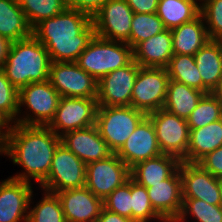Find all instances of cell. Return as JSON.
<instances>
[{"label": "cell", "mask_w": 222, "mask_h": 222, "mask_svg": "<svg viewBox=\"0 0 222 222\" xmlns=\"http://www.w3.org/2000/svg\"><path fill=\"white\" fill-rule=\"evenodd\" d=\"M61 143V137L48 126H26L13 123L6 138L5 155L13 164L22 167L13 179L41 185L47 178L54 152Z\"/></svg>", "instance_id": "6da1fadb"}, {"label": "cell", "mask_w": 222, "mask_h": 222, "mask_svg": "<svg viewBox=\"0 0 222 222\" xmlns=\"http://www.w3.org/2000/svg\"><path fill=\"white\" fill-rule=\"evenodd\" d=\"M32 35L45 46L51 62H76L95 36V29L90 15L66 8L36 25Z\"/></svg>", "instance_id": "7a4b0ae2"}, {"label": "cell", "mask_w": 222, "mask_h": 222, "mask_svg": "<svg viewBox=\"0 0 222 222\" xmlns=\"http://www.w3.org/2000/svg\"><path fill=\"white\" fill-rule=\"evenodd\" d=\"M50 64L49 52L32 35L12 43L2 70L10 83L19 90L30 83L49 80Z\"/></svg>", "instance_id": "3957f363"}, {"label": "cell", "mask_w": 222, "mask_h": 222, "mask_svg": "<svg viewBox=\"0 0 222 222\" xmlns=\"http://www.w3.org/2000/svg\"><path fill=\"white\" fill-rule=\"evenodd\" d=\"M133 60V49L126 43L101 38L97 35L76 60L85 72L100 81L110 72L128 65Z\"/></svg>", "instance_id": "277c9868"}, {"label": "cell", "mask_w": 222, "mask_h": 222, "mask_svg": "<svg viewBox=\"0 0 222 222\" xmlns=\"http://www.w3.org/2000/svg\"><path fill=\"white\" fill-rule=\"evenodd\" d=\"M60 99L61 96L49 80L22 87L19 89V109L15 124L48 126L55 116ZM22 106L27 108L26 111L22 110Z\"/></svg>", "instance_id": "5b68a950"}, {"label": "cell", "mask_w": 222, "mask_h": 222, "mask_svg": "<svg viewBox=\"0 0 222 222\" xmlns=\"http://www.w3.org/2000/svg\"><path fill=\"white\" fill-rule=\"evenodd\" d=\"M147 115L132 106H99L95 126L116 153Z\"/></svg>", "instance_id": "8992f818"}, {"label": "cell", "mask_w": 222, "mask_h": 222, "mask_svg": "<svg viewBox=\"0 0 222 222\" xmlns=\"http://www.w3.org/2000/svg\"><path fill=\"white\" fill-rule=\"evenodd\" d=\"M170 78L163 67H142L136 76L131 106L146 115L163 109Z\"/></svg>", "instance_id": "52a82bcc"}, {"label": "cell", "mask_w": 222, "mask_h": 222, "mask_svg": "<svg viewBox=\"0 0 222 222\" xmlns=\"http://www.w3.org/2000/svg\"><path fill=\"white\" fill-rule=\"evenodd\" d=\"M86 164L60 143L54 152L51 168L42 190L56 194L62 190L85 186Z\"/></svg>", "instance_id": "ba28073f"}, {"label": "cell", "mask_w": 222, "mask_h": 222, "mask_svg": "<svg viewBox=\"0 0 222 222\" xmlns=\"http://www.w3.org/2000/svg\"><path fill=\"white\" fill-rule=\"evenodd\" d=\"M162 154L172 155L186 162L190 129L187 120L165 109L149 113Z\"/></svg>", "instance_id": "9c48e42d"}, {"label": "cell", "mask_w": 222, "mask_h": 222, "mask_svg": "<svg viewBox=\"0 0 222 222\" xmlns=\"http://www.w3.org/2000/svg\"><path fill=\"white\" fill-rule=\"evenodd\" d=\"M49 81L61 97H98V81L76 62H51Z\"/></svg>", "instance_id": "30bf717a"}, {"label": "cell", "mask_w": 222, "mask_h": 222, "mask_svg": "<svg viewBox=\"0 0 222 222\" xmlns=\"http://www.w3.org/2000/svg\"><path fill=\"white\" fill-rule=\"evenodd\" d=\"M98 107L97 99L61 97L48 127L61 137L67 132L95 125Z\"/></svg>", "instance_id": "8fae6325"}, {"label": "cell", "mask_w": 222, "mask_h": 222, "mask_svg": "<svg viewBox=\"0 0 222 222\" xmlns=\"http://www.w3.org/2000/svg\"><path fill=\"white\" fill-rule=\"evenodd\" d=\"M134 12L125 0H107L92 16L95 35L130 46L131 23Z\"/></svg>", "instance_id": "7c38bea8"}, {"label": "cell", "mask_w": 222, "mask_h": 222, "mask_svg": "<svg viewBox=\"0 0 222 222\" xmlns=\"http://www.w3.org/2000/svg\"><path fill=\"white\" fill-rule=\"evenodd\" d=\"M130 178V168L116 153L86 165L85 186L102 200Z\"/></svg>", "instance_id": "4fadbf2b"}, {"label": "cell", "mask_w": 222, "mask_h": 222, "mask_svg": "<svg viewBox=\"0 0 222 222\" xmlns=\"http://www.w3.org/2000/svg\"><path fill=\"white\" fill-rule=\"evenodd\" d=\"M140 65L132 60L98 81V106H131V96Z\"/></svg>", "instance_id": "5bb4252c"}, {"label": "cell", "mask_w": 222, "mask_h": 222, "mask_svg": "<svg viewBox=\"0 0 222 222\" xmlns=\"http://www.w3.org/2000/svg\"><path fill=\"white\" fill-rule=\"evenodd\" d=\"M31 185L11 177L0 182V222H27L34 195Z\"/></svg>", "instance_id": "9a60e30c"}, {"label": "cell", "mask_w": 222, "mask_h": 222, "mask_svg": "<svg viewBox=\"0 0 222 222\" xmlns=\"http://www.w3.org/2000/svg\"><path fill=\"white\" fill-rule=\"evenodd\" d=\"M182 198L200 199L220 205L219 178L205 171L198 163L181 161L179 165Z\"/></svg>", "instance_id": "2e32d148"}, {"label": "cell", "mask_w": 222, "mask_h": 222, "mask_svg": "<svg viewBox=\"0 0 222 222\" xmlns=\"http://www.w3.org/2000/svg\"><path fill=\"white\" fill-rule=\"evenodd\" d=\"M162 154L152 121L146 116L116 155L131 169L137 163Z\"/></svg>", "instance_id": "e0dca14e"}, {"label": "cell", "mask_w": 222, "mask_h": 222, "mask_svg": "<svg viewBox=\"0 0 222 222\" xmlns=\"http://www.w3.org/2000/svg\"><path fill=\"white\" fill-rule=\"evenodd\" d=\"M66 222H97L103 200L86 186L57 192Z\"/></svg>", "instance_id": "ac0fdd59"}, {"label": "cell", "mask_w": 222, "mask_h": 222, "mask_svg": "<svg viewBox=\"0 0 222 222\" xmlns=\"http://www.w3.org/2000/svg\"><path fill=\"white\" fill-rule=\"evenodd\" d=\"M146 189L154 210L166 222H174L181 212L183 201L179 168L169 178Z\"/></svg>", "instance_id": "d6986e66"}, {"label": "cell", "mask_w": 222, "mask_h": 222, "mask_svg": "<svg viewBox=\"0 0 222 222\" xmlns=\"http://www.w3.org/2000/svg\"><path fill=\"white\" fill-rule=\"evenodd\" d=\"M61 143L86 165L107 158L113 153L95 125L65 133L61 136Z\"/></svg>", "instance_id": "ffe728a7"}, {"label": "cell", "mask_w": 222, "mask_h": 222, "mask_svg": "<svg viewBox=\"0 0 222 222\" xmlns=\"http://www.w3.org/2000/svg\"><path fill=\"white\" fill-rule=\"evenodd\" d=\"M173 55L170 29H165L147 40L140 42L133 49V60L142 67L166 68Z\"/></svg>", "instance_id": "44dd1931"}, {"label": "cell", "mask_w": 222, "mask_h": 222, "mask_svg": "<svg viewBox=\"0 0 222 222\" xmlns=\"http://www.w3.org/2000/svg\"><path fill=\"white\" fill-rule=\"evenodd\" d=\"M202 78V91L213 93L222 73V40L210 39L194 54Z\"/></svg>", "instance_id": "7402d4cb"}, {"label": "cell", "mask_w": 222, "mask_h": 222, "mask_svg": "<svg viewBox=\"0 0 222 222\" xmlns=\"http://www.w3.org/2000/svg\"><path fill=\"white\" fill-rule=\"evenodd\" d=\"M181 161L172 155L161 154L158 157L137 163L130 169V177L137 184L146 188L169 178Z\"/></svg>", "instance_id": "603a6c76"}, {"label": "cell", "mask_w": 222, "mask_h": 222, "mask_svg": "<svg viewBox=\"0 0 222 222\" xmlns=\"http://www.w3.org/2000/svg\"><path fill=\"white\" fill-rule=\"evenodd\" d=\"M171 35L174 54L194 56L210 40L201 14L195 19L171 29Z\"/></svg>", "instance_id": "cb8c5ba5"}, {"label": "cell", "mask_w": 222, "mask_h": 222, "mask_svg": "<svg viewBox=\"0 0 222 222\" xmlns=\"http://www.w3.org/2000/svg\"><path fill=\"white\" fill-rule=\"evenodd\" d=\"M220 146H222V119L198 129H190L186 162L198 163Z\"/></svg>", "instance_id": "d4e9b609"}, {"label": "cell", "mask_w": 222, "mask_h": 222, "mask_svg": "<svg viewBox=\"0 0 222 222\" xmlns=\"http://www.w3.org/2000/svg\"><path fill=\"white\" fill-rule=\"evenodd\" d=\"M0 35L12 42L32 36V28L17 0H0Z\"/></svg>", "instance_id": "484cf974"}, {"label": "cell", "mask_w": 222, "mask_h": 222, "mask_svg": "<svg viewBox=\"0 0 222 222\" xmlns=\"http://www.w3.org/2000/svg\"><path fill=\"white\" fill-rule=\"evenodd\" d=\"M204 94L203 91L170 79L163 109L187 120Z\"/></svg>", "instance_id": "4316f807"}, {"label": "cell", "mask_w": 222, "mask_h": 222, "mask_svg": "<svg viewBox=\"0 0 222 222\" xmlns=\"http://www.w3.org/2000/svg\"><path fill=\"white\" fill-rule=\"evenodd\" d=\"M157 15L165 29H173L195 19L200 14L197 0H159Z\"/></svg>", "instance_id": "83f0119b"}, {"label": "cell", "mask_w": 222, "mask_h": 222, "mask_svg": "<svg viewBox=\"0 0 222 222\" xmlns=\"http://www.w3.org/2000/svg\"><path fill=\"white\" fill-rule=\"evenodd\" d=\"M166 69L171 80L202 91V78L195 64L194 56L174 54Z\"/></svg>", "instance_id": "f1b7e54d"}, {"label": "cell", "mask_w": 222, "mask_h": 222, "mask_svg": "<svg viewBox=\"0 0 222 222\" xmlns=\"http://www.w3.org/2000/svg\"><path fill=\"white\" fill-rule=\"evenodd\" d=\"M220 119H222V97L207 93L202 96L187 118V124L189 129H198Z\"/></svg>", "instance_id": "f546056e"}, {"label": "cell", "mask_w": 222, "mask_h": 222, "mask_svg": "<svg viewBox=\"0 0 222 222\" xmlns=\"http://www.w3.org/2000/svg\"><path fill=\"white\" fill-rule=\"evenodd\" d=\"M27 21L33 29L43 20L52 18L66 8L65 0H17Z\"/></svg>", "instance_id": "4dcf8cb0"}, {"label": "cell", "mask_w": 222, "mask_h": 222, "mask_svg": "<svg viewBox=\"0 0 222 222\" xmlns=\"http://www.w3.org/2000/svg\"><path fill=\"white\" fill-rule=\"evenodd\" d=\"M182 209L174 222H184L189 218L194 222H222V207L208 204L206 201L192 198H182Z\"/></svg>", "instance_id": "1f68e13d"}, {"label": "cell", "mask_w": 222, "mask_h": 222, "mask_svg": "<svg viewBox=\"0 0 222 222\" xmlns=\"http://www.w3.org/2000/svg\"><path fill=\"white\" fill-rule=\"evenodd\" d=\"M43 197L33 207H29L27 222H66L59 197L42 190Z\"/></svg>", "instance_id": "d6a6232c"}, {"label": "cell", "mask_w": 222, "mask_h": 222, "mask_svg": "<svg viewBox=\"0 0 222 222\" xmlns=\"http://www.w3.org/2000/svg\"><path fill=\"white\" fill-rule=\"evenodd\" d=\"M165 30L157 13H134L131 23L130 47L134 49L140 42Z\"/></svg>", "instance_id": "836d02e7"}, {"label": "cell", "mask_w": 222, "mask_h": 222, "mask_svg": "<svg viewBox=\"0 0 222 222\" xmlns=\"http://www.w3.org/2000/svg\"><path fill=\"white\" fill-rule=\"evenodd\" d=\"M132 220L138 222H166L152 207L146 187L131 179Z\"/></svg>", "instance_id": "e575fe53"}, {"label": "cell", "mask_w": 222, "mask_h": 222, "mask_svg": "<svg viewBox=\"0 0 222 222\" xmlns=\"http://www.w3.org/2000/svg\"><path fill=\"white\" fill-rule=\"evenodd\" d=\"M103 208L132 219L131 178L103 200Z\"/></svg>", "instance_id": "d590c367"}, {"label": "cell", "mask_w": 222, "mask_h": 222, "mask_svg": "<svg viewBox=\"0 0 222 222\" xmlns=\"http://www.w3.org/2000/svg\"><path fill=\"white\" fill-rule=\"evenodd\" d=\"M209 39L222 40V0H203L200 3Z\"/></svg>", "instance_id": "8d00e7d4"}, {"label": "cell", "mask_w": 222, "mask_h": 222, "mask_svg": "<svg viewBox=\"0 0 222 222\" xmlns=\"http://www.w3.org/2000/svg\"><path fill=\"white\" fill-rule=\"evenodd\" d=\"M19 90L6 78L0 69V111L3 112L13 123L17 120Z\"/></svg>", "instance_id": "74e56055"}, {"label": "cell", "mask_w": 222, "mask_h": 222, "mask_svg": "<svg viewBox=\"0 0 222 222\" xmlns=\"http://www.w3.org/2000/svg\"><path fill=\"white\" fill-rule=\"evenodd\" d=\"M198 164L214 177L222 178V146L208 153Z\"/></svg>", "instance_id": "f35d334b"}, {"label": "cell", "mask_w": 222, "mask_h": 222, "mask_svg": "<svg viewBox=\"0 0 222 222\" xmlns=\"http://www.w3.org/2000/svg\"><path fill=\"white\" fill-rule=\"evenodd\" d=\"M65 1L67 8L82 11L92 17L107 0H65Z\"/></svg>", "instance_id": "ab89813d"}, {"label": "cell", "mask_w": 222, "mask_h": 222, "mask_svg": "<svg viewBox=\"0 0 222 222\" xmlns=\"http://www.w3.org/2000/svg\"><path fill=\"white\" fill-rule=\"evenodd\" d=\"M134 13H156L159 0H125Z\"/></svg>", "instance_id": "60d3db41"}, {"label": "cell", "mask_w": 222, "mask_h": 222, "mask_svg": "<svg viewBox=\"0 0 222 222\" xmlns=\"http://www.w3.org/2000/svg\"><path fill=\"white\" fill-rule=\"evenodd\" d=\"M97 222H138V221L132 220L128 217L121 216L119 214L110 212L105 208H102L100 215L97 219Z\"/></svg>", "instance_id": "b9f144b4"}, {"label": "cell", "mask_w": 222, "mask_h": 222, "mask_svg": "<svg viewBox=\"0 0 222 222\" xmlns=\"http://www.w3.org/2000/svg\"><path fill=\"white\" fill-rule=\"evenodd\" d=\"M12 43V41L0 35V69L3 68L7 60Z\"/></svg>", "instance_id": "7bdbcfd3"}, {"label": "cell", "mask_w": 222, "mask_h": 222, "mask_svg": "<svg viewBox=\"0 0 222 222\" xmlns=\"http://www.w3.org/2000/svg\"><path fill=\"white\" fill-rule=\"evenodd\" d=\"M12 125L13 122L0 111V136L6 139L11 131Z\"/></svg>", "instance_id": "ee69618b"}, {"label": "cell", "mask_w": 222, "mask_h": 222, "mask_svg": "<svg viewBox=\"0 0 222 222\" xmlns=\"http://www.w3.org/2000/svg\"><path fill=\"white\" fill-rule=\"evenodd\" d=\"M6 153V139L2 136H0V155L5 156Z\"/></svg>", "instance_id": "f6af8a7d"}, {"label": "cell", "mask_w": 222, "mask_h": 222, "mask_svg": "<svg viewBox=\"0 0 222 222\" xmlns=\"http://www.w3.org/2000/svg\"><path fill=\"white\" fill-rule=\"evenodd\" d=\"M213 93L222 97V73H221V76H220L218 86H217L216 90Z\"/></svg>", "instance_id": "bcb514c9"}, {"label": "cell", "mask_w": 222, "mask_h": 222, "mask_svg": "<svg viewBox=\"0 0 222 222\" xmlns=\"http://www.w3.org/2000/svg\"><path fill=\"white\" fill-rule=\"evenodd\" d=\"M219 188H220V206L222 207V178H219Z\"/></svg>", "instance_id": "7dc6e473"}]
</instances>
